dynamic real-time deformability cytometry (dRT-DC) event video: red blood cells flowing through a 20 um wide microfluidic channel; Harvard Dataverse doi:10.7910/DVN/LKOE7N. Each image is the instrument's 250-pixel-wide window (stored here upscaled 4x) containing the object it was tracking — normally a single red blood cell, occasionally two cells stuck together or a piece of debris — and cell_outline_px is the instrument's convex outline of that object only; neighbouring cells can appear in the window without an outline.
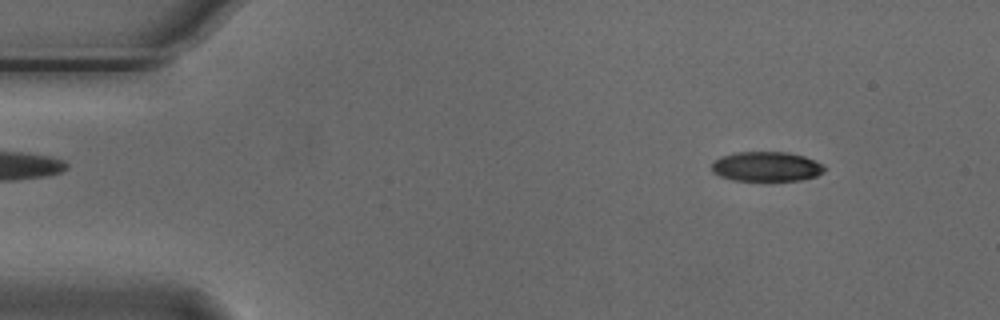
{"species": "Egyptian fruit bat (a non-hibernating species)", "species_latin": "Rousettus aegyptiacus", "temperature_condition": "cold", "stored_images_in_passage": 12, "camera_frame_rate_fps": 3000, "um_per_image_px": 0.085, "animal": {"sex": "male"}, "frame": {"image": 1, "passage_image": 4, "time_ms": 1.0, "image_size_px": [1000, 320], "cell_outline_px": [[828, 168], [824, 172], [816, 176], [800, 180], [732, 180], [720, 176], [712, 172], [712, 160], [720, 156], [736, 152], [788, 152], [804, 156], [816, 160], [824, 164]], "centroid_in_image_um": [65.16, 14.14], "position_along_channel_um": 19.8, "area_um2": 19.77}}